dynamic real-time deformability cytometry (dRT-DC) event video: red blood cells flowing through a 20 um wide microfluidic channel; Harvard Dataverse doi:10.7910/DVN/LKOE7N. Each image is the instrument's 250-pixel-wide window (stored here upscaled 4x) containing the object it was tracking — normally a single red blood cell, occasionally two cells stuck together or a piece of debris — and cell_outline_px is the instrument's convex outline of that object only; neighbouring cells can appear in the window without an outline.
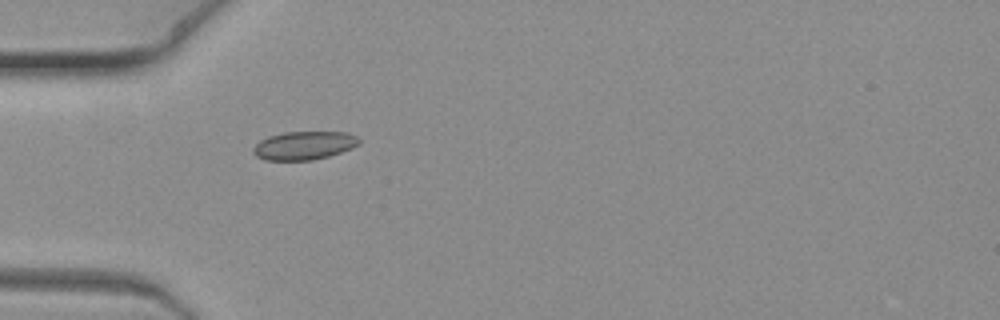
{"species": "common noctule bat (a hibernating species)", "species_latin": "Nyctalus noctula", "temperature_condition": "warm", "stored_images_in_passage": 1, "camera_frame_rate_fps": 3000, "um_per_image_px": 0.085, "animal": {"sex": "female", "body_mass_g": 19.3, "forearm_length_mm": 54.1}, "frame": {"image": 1, "passage_image": 1, "time_ms": 0.0, "image_size_px": [1000, 320], "cell_outline_px": [[360, 144], [352, 148], [328, 156], [312, 160], [264, 160], [256, 156], [252, 152], [252, 148], [260, 140], [268, 136], [284, 132], [348, 132], [356, 136], [360, 140]], "centroid_in_image_um": [25.83, 12.36], "position_along_channel_um": 59.2, "area_um2": 17.57}}